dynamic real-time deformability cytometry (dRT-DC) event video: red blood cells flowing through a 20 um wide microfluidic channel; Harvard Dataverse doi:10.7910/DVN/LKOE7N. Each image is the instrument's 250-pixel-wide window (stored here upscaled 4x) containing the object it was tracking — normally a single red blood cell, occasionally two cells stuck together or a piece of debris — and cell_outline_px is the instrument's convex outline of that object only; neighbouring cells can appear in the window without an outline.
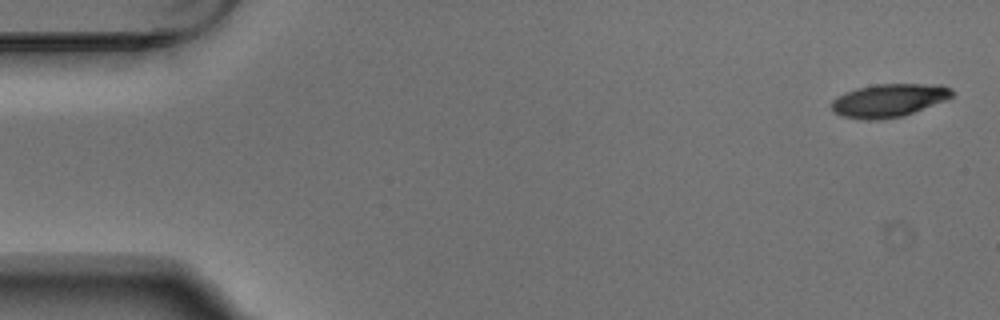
{"species": "Egyptian fruit bat (a non-hibernating species)", "species_latin": "Rousettus aegyptiacus", "temperature_condition": "warm", "stored_images_in_passage": 5, "camera_frame_rate_fps": 3000, "um_per_image_px": 0.085, "animal": {"sex": "male"}, "frame": {"image": 1, "passage_image": 1, "time_ms": 0.0, "image_size_px": [1000, 320], "cell_outline_px": [[956, 92], [948, 100], [904, 116], [876, 120], [864, 120], [844, 116], [832, 112], [832, 100], [844, 92], [856, 88], [876, 84], [944, 84], [952, 88]], "centroid_in_image_um": [75.61, 8.52], "position_along_channel_um": 9.4, "area_um2": 23.7}}
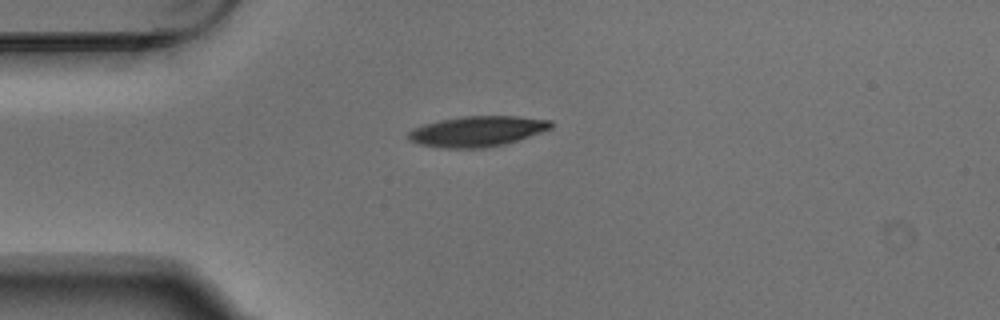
{"frame": {"image": 2, "passage_image": 4, "time_ms": 1.0, "image_size_px": [1000, 320], "cell_outline_px": [[552, 128], [504, 144], [484, 148], [448, 148], [420, 144], [408, 140], [408, 132], [424, 124], [440, 120], [464, 116], [516, 116], [552, 120]], "centroid_in_image_um": [40.57, 11.15], "position_along_channel_um": 44.4, "area_um2": 24.97}}